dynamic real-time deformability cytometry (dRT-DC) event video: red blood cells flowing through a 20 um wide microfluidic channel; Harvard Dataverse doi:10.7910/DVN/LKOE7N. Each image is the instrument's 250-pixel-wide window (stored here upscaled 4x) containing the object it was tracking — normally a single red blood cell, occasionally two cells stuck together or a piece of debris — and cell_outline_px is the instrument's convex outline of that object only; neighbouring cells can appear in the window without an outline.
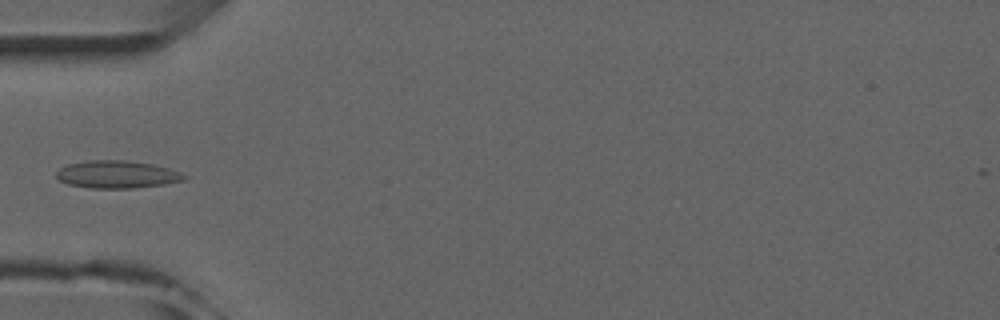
{"species": "common noctule bat (a hibernating species)", "species_latin": "Nyctalus noctula", "temperature_condition": "room temperature", "stored_images_in_passage": 5, "camera_frame_rate_fps": 3000, "um_per_image_px": 0.085, "animal": {"sex": "male", "forearm_length_mm": 52.5}, "frame": {"image": 1, "passage_image": 5, "time_ms": 4.667, "image_size_px": [1000, 320], "cell_outline_px": [[188, 176], [184, 180], [164, 184], [136, 188], [92, 188], [68, 184], [60, 180], [56, 176], [56, 172], [60, 168], [68, 164], [88, 160], [124, 160], [152, 164], [168, 168], [180, 172]], "centroid_in_image_um": [9.95, 14.82], "position_along_channel_um": 75.1, "area_um2": 20.46}}